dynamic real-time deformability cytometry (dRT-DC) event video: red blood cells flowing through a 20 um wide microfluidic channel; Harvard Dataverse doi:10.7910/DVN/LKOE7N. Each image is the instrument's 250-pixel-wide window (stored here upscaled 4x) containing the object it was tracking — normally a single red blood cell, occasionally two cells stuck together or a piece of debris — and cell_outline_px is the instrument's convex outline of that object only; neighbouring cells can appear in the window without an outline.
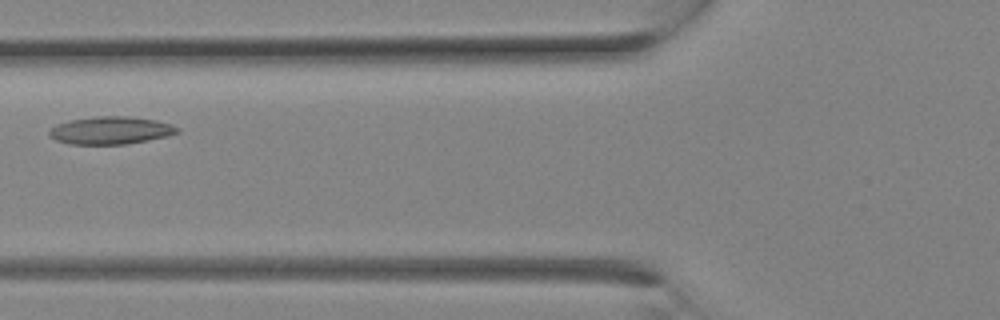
{"species": "Egyptian fruit bat (a non-hibernating species)", "species_latin": "Rousettus aegyptiacus", "temperature_condition": "room temperature", "stored_images_in_passage": 8, "camera_frame_rate_fps": 3000, "um_per_image_px": 0.085, "animal": {"sex": "female"}, "frame": {"image": 1, "passage_image": 7, "time_ms": 2.0, "image_size_px": [1000, 320], "cell_outline_px": [[180, 132], [168, 136], [148, 140], [124, 144], [68, 144], [56, 140], [48, 132], [56, 124], [72, 120], [96, 116], [128, 116], [156, 120], [172, 124], [180, 128]], "centroid_in_image_um": [9.46, 11.08], "position_along_channel_um": 116.3, "area_um2": 20.58}}